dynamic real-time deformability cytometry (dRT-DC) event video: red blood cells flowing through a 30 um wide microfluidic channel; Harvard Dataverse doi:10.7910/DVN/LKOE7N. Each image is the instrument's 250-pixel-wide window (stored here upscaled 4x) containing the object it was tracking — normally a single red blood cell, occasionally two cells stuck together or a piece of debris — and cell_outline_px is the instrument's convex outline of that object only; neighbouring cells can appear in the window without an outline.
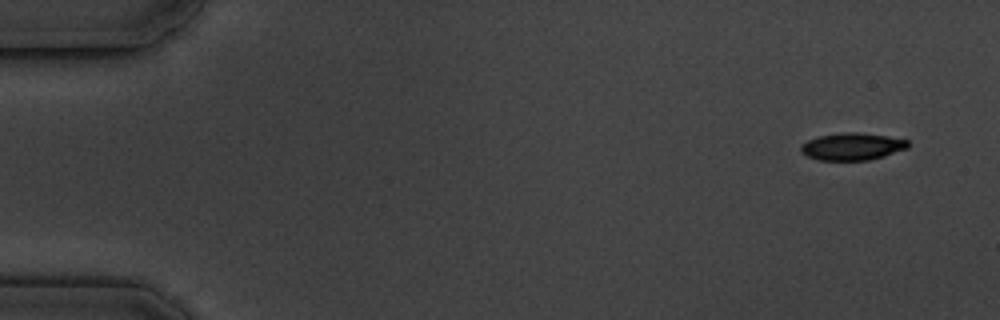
{"species": "common noctule bat (a hibernating species)", "species_latin": "Nyctalus noctula", "temperature_condition": "cold", "stored_images_in_passage": 5, "camera_frame_rate_fps": 3000, "um_per_image_px": 0.085, "animal": {"sex": "male", "body_mass_g": 19.5, "forearm_length_mm": 54.6}, "frame": {"image": 1, "passage_image": 1, "time_ms": 0.0, "image_size_px": [1000, 320], "cell_outline_px": [[908, 148], [884, 156], [868, 160], [820, 160], [808, 156], [800, 152], [800, 144], [808, 140], [820, 136], [844, 132], [856, 132], [888, 136], [908, 140]], "centroid_in_image_um": [72.43, 12.45], "position_along_channel_um": 12.6, "area_um2": 16.94}}
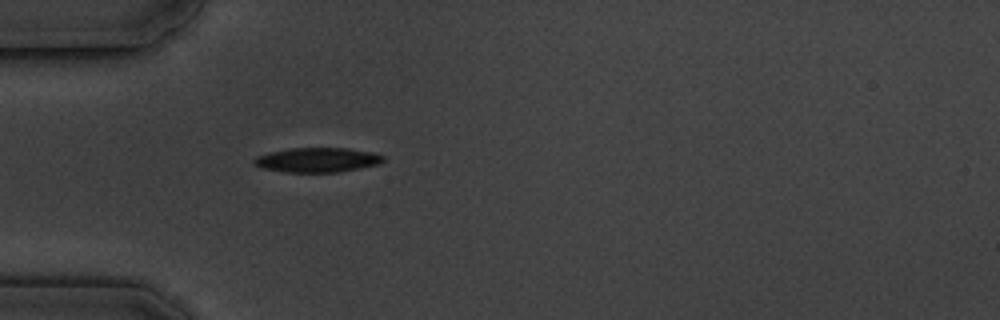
{"frame": {"image": 2, "passage_image": 5, "time_ms": 4.667, "image_size_px": [1000, 320], "cell_outline_px": [[384, 160], [376, 164], [360, 168], [340, 172], [284, 172], [260, 168], [252, 164], [252, 160], [256, 156], [268, 152], [292, 148], [348, 148], [372, 152], [384, 156]], "centroid_in_image_um": [26.9, 13.59], "position_along_channel_um": 58.1, "area_um2": 18.61}}